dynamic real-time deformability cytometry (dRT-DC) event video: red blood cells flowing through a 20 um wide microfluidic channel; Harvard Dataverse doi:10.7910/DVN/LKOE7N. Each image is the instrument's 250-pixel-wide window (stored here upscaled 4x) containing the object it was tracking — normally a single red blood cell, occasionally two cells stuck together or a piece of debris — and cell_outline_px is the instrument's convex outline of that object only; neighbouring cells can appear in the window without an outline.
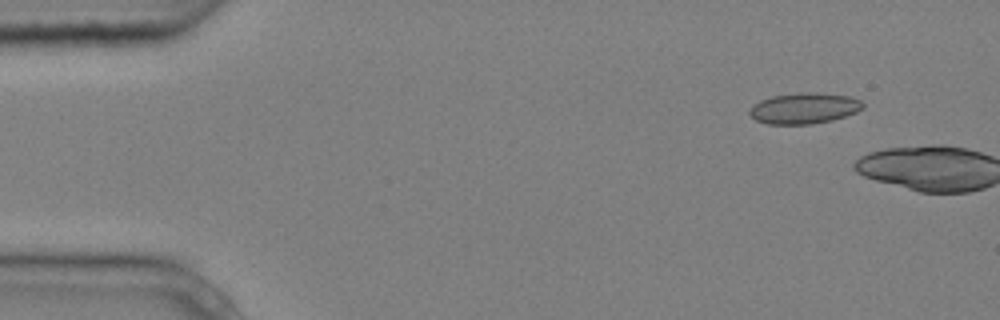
{"species": "common noctule bat (a hibernating species)", "species_latin": "Nyctalus noctula", "temperature_condition": "cold", "stored_images_in_passage": 2, "camera_frame_rate_fps": 3000, "um_per_image_px": 0.085, "animal": {"sex": "male", "body_mass_g": 20.4}, "frame": {"image": 1, "passage_image": 1, "time_ms": 0.0, "image_size_px": [1000, 320], "cell_outline_px": [[864, 108], [856, 112], [832, 120], [812, 124], [768, 124], [756, 120], [748, 112], [748, 108], [752, 104], [760, 100], [772, 96], [800, 92], [816, 92], [848, 96], [860, 100], [864, 104]], "centroid_in_image_um": [68.32, 9.2], "position_along_channel_um": 16.7, "area_um2": 20.52}}